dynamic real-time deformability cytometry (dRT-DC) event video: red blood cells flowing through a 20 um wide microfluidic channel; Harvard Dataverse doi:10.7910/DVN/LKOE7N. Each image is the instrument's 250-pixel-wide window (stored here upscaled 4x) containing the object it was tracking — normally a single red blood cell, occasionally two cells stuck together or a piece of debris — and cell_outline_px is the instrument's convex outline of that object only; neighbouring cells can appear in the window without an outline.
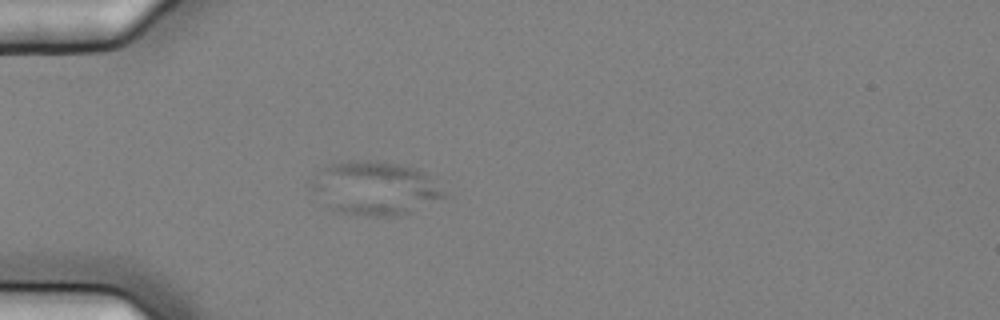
{"species": "common noctule bat (a hibernating species)", "species_latin": "Nyctalus noctula", "temperature_condition": "cold", "stored_images_in_passage": 3, "camera_frame_rate_fps": 3000, "um_per_image_px": 0.085, "animal": {"sex": "female", "body_mass_g": 25.1}, "frame": {"image": 1, "passage_image": 3, "time_ms": 0.667, "image_size_px": [1000, 320], "cell_outline_px": [[452, 196], [400, 216], [360, 216], [344, 212], [332, 208], [308, 188], [308, 184], [324, 168], [332, 164], [348, 160], [368, 160], [396, 164], [416, 168], [424, 172]], "centroid_in_image_um": [31.94, 16.01], "position_along_channel_um": 53.1, "area_um2": 41.5}}